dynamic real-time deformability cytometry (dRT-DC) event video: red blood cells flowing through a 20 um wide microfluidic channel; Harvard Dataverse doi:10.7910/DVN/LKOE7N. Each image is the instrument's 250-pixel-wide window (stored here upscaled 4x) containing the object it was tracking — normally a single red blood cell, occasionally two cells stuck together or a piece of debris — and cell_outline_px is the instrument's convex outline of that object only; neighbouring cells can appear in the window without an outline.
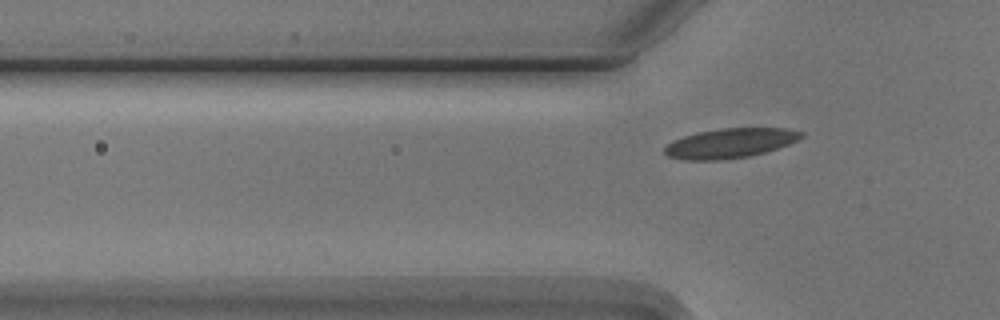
{"species": "Egyptian fruit bat (a non-hibernating species)", "species_latin": "Rousettus aegyptiacus", "temperature_condition": "cold", "stored_images_in_passage": 7, "camera_frame_rate_fps": 3000, "um_per_image_px": 0.085, "animal": {"sex": "male"}, "frame": {"image": 1, "passage_image": 7, "time_ms": 7.0, "image_size_px": [1000, 320], "cell_outline_px": [[804, 136], [788, 144], [764, 152], [748, 156], [720, 160], [684, 160], [668, 156], [664, 152], [664, 148], [672, 140], [696, 132], [720, 128], [784, 128], [804, 132]], "centroid_in_image_um": [62.02, 12.16], "position_along_channel_um": 63.8, "area_um2": 23.52}}